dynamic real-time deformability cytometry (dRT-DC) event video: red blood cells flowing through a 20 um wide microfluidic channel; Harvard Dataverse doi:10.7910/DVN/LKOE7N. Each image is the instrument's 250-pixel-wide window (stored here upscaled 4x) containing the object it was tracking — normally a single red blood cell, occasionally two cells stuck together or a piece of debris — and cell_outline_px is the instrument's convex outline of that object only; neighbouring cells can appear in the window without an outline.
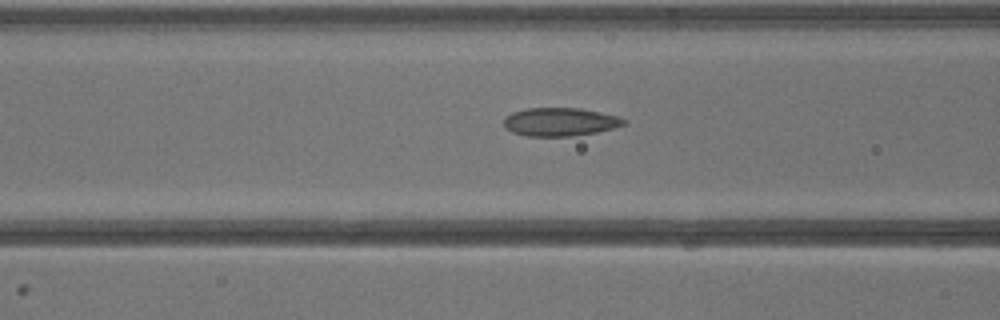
{"species": "common noctule bat (a hibernating species)", "species_latin": "Nyctalus noctula", "temperature_condition": "warm", "stored_images_in_passage": 3, "camera_frame_rate_fps": 3000, "um_per_image_px": 0.085, "animal": {"sex": "male", "body_mass_g": 13.3}, "frame": {"image": 1, "passage_image": 3, "time_ms": 2.667, "image_size_px": [1000, 320], "cell_outline_px": [[628, 124], [596, 132], [572, 136], [528, 136], [512, 132], [504, 128], [504, 116], [512, 112], [524, 108], [580, 108], [620, 116], [628, 120]], "centroid_in_image_um": [47.61, 10.35], "position_along_channel_um": 119.0, "area_um2": 20.06}}